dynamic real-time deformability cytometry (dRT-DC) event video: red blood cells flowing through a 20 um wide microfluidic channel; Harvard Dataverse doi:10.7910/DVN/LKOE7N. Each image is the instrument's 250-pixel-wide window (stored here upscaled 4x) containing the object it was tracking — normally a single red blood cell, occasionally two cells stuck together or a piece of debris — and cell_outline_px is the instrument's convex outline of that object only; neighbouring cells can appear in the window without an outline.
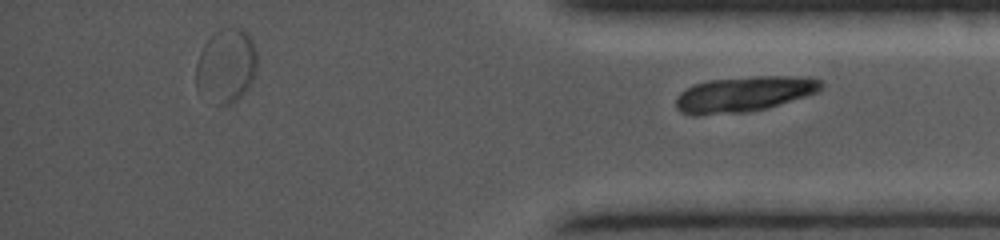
{"species": "common noctule bat (a hibernating species)", "species_latin": "Nyctalus noctula", "temperature_condition": "cold", "stored_images_in_passage": 31, "segment_of_instrument_passage": [2, 2], "camera_frame_rate_fps": 5000, "um_per_image_px": 0.085, "animal": {"sex": "female", "body_mass_g": 19.0, "forearm_length_mm": 56.7}, "frame": {"image": 1, "passage_image": 31, "time_ms": 11.2, "image_size_px": [1000, 240], "cell_outline_px": [[824, 88], [816, 92], [768, 108], [748, 112], [696, 116], [692, 116], [680, 112], [676, 108], [676, 96], [684, 88], [708, 80], [756, 76], [808, 76], [824, 80]], "centroid_in_image_um": [63.23, 8.0], "position_along_channel_um": 372.0, "area_um2": 30.52}}